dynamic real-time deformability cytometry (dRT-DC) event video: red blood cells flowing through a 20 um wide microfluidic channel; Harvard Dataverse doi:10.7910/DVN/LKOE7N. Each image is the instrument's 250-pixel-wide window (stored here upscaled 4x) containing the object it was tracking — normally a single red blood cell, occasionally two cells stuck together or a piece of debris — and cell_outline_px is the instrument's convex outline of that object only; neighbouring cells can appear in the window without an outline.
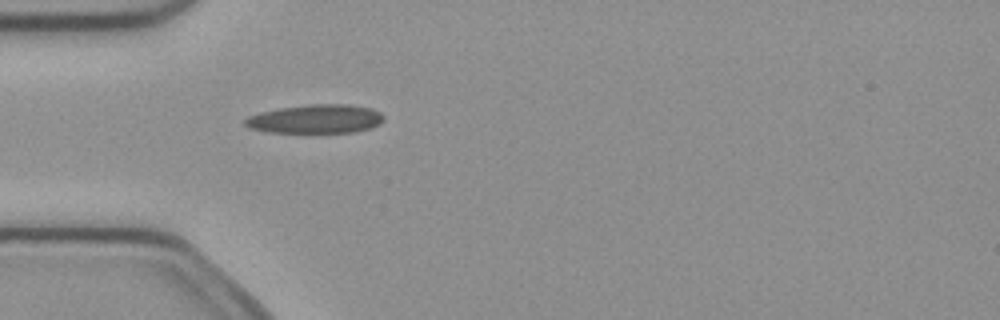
{"species": "common noctule bat (a hibernating species)", "species_latin": "Nyctalus noctula", "temperature_condition": "cold", "stored_images_in_passage": 4, "camera_frame_rate_fps": 3000, "um_per_image_px": 0.085, "animal": {"sex": "female", "body_mass_g": 21.9}, "frame": {"image": 1, "passage_image": 4, "time_ms": 1.0, "image_size_px": [1000, 320], "cell_outline_px": [[384, 120], [380, 124], [372, 128], [356, 132], [268, 132], [248, 128], [244, 124], [244, 120], [248, 116], [260, 112], [280, 108], [308, 104], [348, 104], [372, 108], [380, 112], [384, 116]], "centroid_in_image_um": [26.86, 10.11], "position_along_channel_um": 58.1, "area_um2": 23.47}}